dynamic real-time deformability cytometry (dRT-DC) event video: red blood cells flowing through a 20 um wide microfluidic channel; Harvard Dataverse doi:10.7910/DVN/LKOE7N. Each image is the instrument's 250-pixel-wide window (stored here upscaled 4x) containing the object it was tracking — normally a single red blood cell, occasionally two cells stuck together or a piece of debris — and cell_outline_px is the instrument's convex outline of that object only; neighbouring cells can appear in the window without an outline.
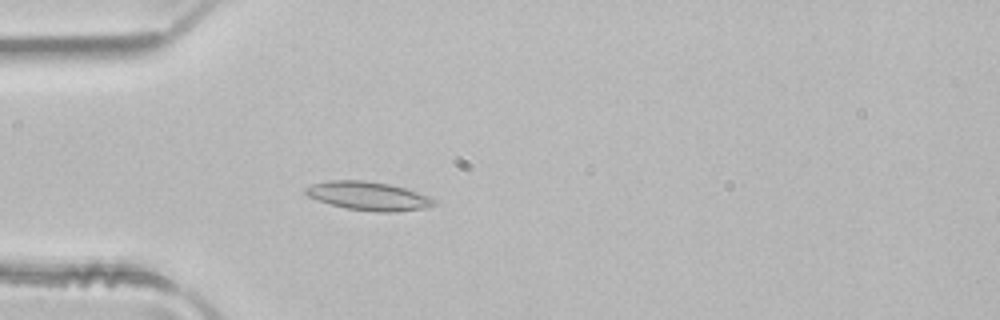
{"species": "common noctule bat (a hibernating species)", "species_latin": "Nyctalus noctula", "temperature_condition": "room temperature", "stored_images_in_passage": 4, "camera_frame_rate_fps": 3000, "um_per_image_px": 0.085, "animal": {"sex": "male", "body_mass_g": 21.5, "forearm_length_mm": 52.0}, "frame": {"image": 1, "passage_image": 4, "time_ms": 1.0, "image_size_px": [1000, 320], "cell_outline_px": [[436, 204], [428, 208], [396, 212], [376, 212], [344, 208], [308, 196], [304, 192], [304, 188], [312, 184], [328, 180], [364, 180], [388, 184], [404, 188], [432, 196]], "centroid_in_image_um": [31.35, 16.66], "position_along_channel_um": 53.6, "area_um2": 21.5}}